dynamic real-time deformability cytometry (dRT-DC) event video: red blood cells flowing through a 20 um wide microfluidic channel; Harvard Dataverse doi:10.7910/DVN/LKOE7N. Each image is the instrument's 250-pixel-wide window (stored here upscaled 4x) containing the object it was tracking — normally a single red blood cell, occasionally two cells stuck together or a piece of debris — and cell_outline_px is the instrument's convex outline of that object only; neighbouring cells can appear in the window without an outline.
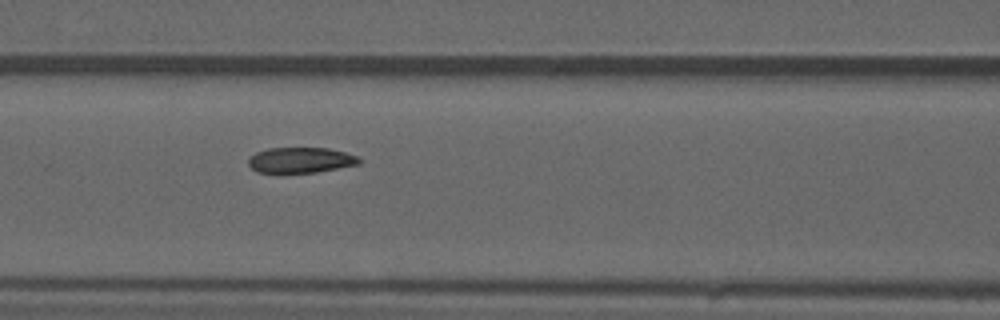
{"species": "common noctule bat (a hibernating species)", "species_latin": "Nyctalus noctula", "temperature_condition": "warm", "stored_images_in_passage": 44, "camera_frame_rate_fps": 3000, "um_per_image_px": 0.085, "animal": {"sex": "male", "forearm_length_mm": 52.5}, "frame": {"image": 1, "passage_image": 13, "time_ms": 4.0, "image_size_px": [1000, 320], "cell_outline_px": [[360, 164], [316, 172], [256, 172], [248, 164], [248, 160], [256, 152], [268, 148], [328, 148], [360, 156]], "centroid_in_image_um": [25.58, 13.6], "position_along_channel_um": 141.0, "area_um2": 16.36}, "authors_computed_cell_mechanics": {"area_um2": 17.3978, "velocity_mm_per_s": 3.6974, "shape_relaxation_time_tau1_ms": null, "shape_relaxation_time_tau2_ms": 4.1487, "deformation_change_tau1": null, "deformation_change_tau2": 0.0728}}